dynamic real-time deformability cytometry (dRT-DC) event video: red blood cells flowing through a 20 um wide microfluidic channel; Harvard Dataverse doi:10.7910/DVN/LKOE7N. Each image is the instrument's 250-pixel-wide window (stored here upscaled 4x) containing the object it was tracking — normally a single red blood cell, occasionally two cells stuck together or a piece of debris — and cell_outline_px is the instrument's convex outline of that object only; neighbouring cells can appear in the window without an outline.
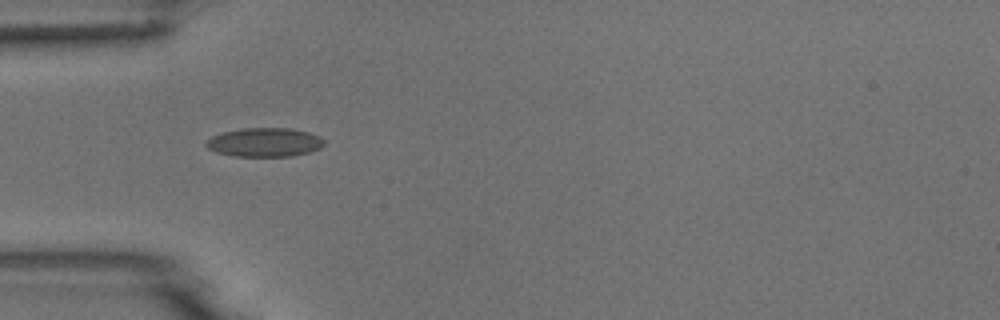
{"species": "common noctule bat (a hibernating species)", "species_latin": "Nyctalus noctula", "temperature_condition": "room temperature", "stored_images_in_passage": 3, "camera_frame_rate_fps": 3000, "um_per_image_px": 0.085, "animal": {"sex": "male", "body_mass_g": 18.8}, "frame": {"image": 1, "passage_image": 1, "time_ms": 0.0, "image_size_px": [1000, 320], "cell_outline_px": [[324, 144], [320, 148], [308, 152], [292, 156], [236, 156], [216, 152], [208, 148], [204, 144], [212, 136], [224, 132], [244, 128], [292, 128], [308, 132], [320, 136], [324, 140]], "centroid_in_image_um": [22.51, 12.09], "position_along_channel_um": 62.5, "area_um2": 19.77}}
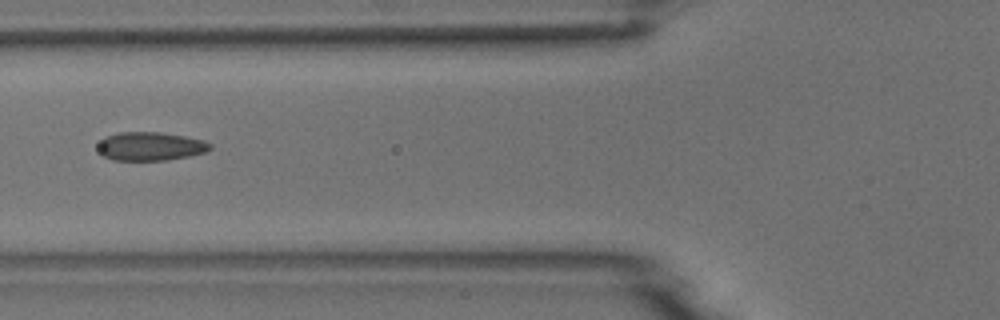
{"frame": {"image": 2, "passage_image": 2, "time_ms": 1.333, "image_size_px": [1000, 320], "cell_outline_px": [[212, 148], [204, 152], [188, 156], [164, 160], [112, 160], [104, 156], [100, 152], [100, 140], [104, 136], [120, 132], [160, 132], [184, 136], [204, 140], [212, 144]], "centroid_in_image_um": [12.79, 12.43], "position_along_channel_um": 113.0, "area_um2": 18.55}}